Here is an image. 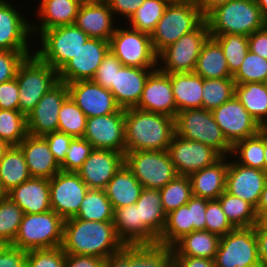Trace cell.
Segmentation results:
<instances>
[{
  "label": "cell",
  "mask_w": 267,
  "mask_h": 267,
  "mask_svg": "<svg viewBox=\"0 0 267 267\" xmlns=\"http://www.w3.org/2000/svg\"><path fill=\"white\" fill-rule=\"evenodd\" d=\"M124 244L116 235L113 221H85L75 217L64 220L61 248L66 254L106 259Z\"/></svg>",
  "instance_id": "cell-1"
},
{
  "label": "cell",
  "mask_w": 267,
  "mask_h": 267,
  "mask_svg": "<svg viewBox=\"0 0 267 267\" xmlns=\"http://www.w3.org/2000/svg\"><path fill=\"white\" fill-rule=\"evenodd\" d=\"M174 135L173 117L135 107L125 109V153L168 150Z\"/></svg>",
  "instance_id": "cell-2"
},
{
  "label": "cell",
  "mask_w": 267,
  "mask_h": 267,
  "mask_svg": "<svg viewBox=\"0 0 267 267\" xmlns=\"http://www.w3.org/2000/svg\"><path fill=\"white\" fill-rule=\"evenodd\" d=\"M205 21L210 35L249 36L264 27V17L256 0H231L211 11Z\"/></svg>",
  "instance_id": "cell-3"
},
{
  "label": "cell",
  "mask_w": 267,
  "mask_h": 267,
  "mask_svg": "<svg viewBox=\"0 0 267 267\" xmlns=\"http://www.w3.org/2000/svg\"><path fill=\"white\" fill-rule=\"evenodd\" d=\"M16 80L19 86V111L27 116L42 96L58 82V71L35 53L20 64Z\"/></svg>",
  "instance_id": "cell-4"
},
{
  "label": "cell",
  "mask_w": 267,
  "mask_h": 267,
  "mask_svg": "<svg viewBox=\"0 0 267 267\" xmlns=\"http://www.w3.org/2000/svg\"><path fill=\"white\" fill-rule=\"evenodd\" d=\"M64 219L53 210L24 214L13 243L23 250L57 248L63 242Z\"/></svg>",
  "instance_id": "cell-5"
},
{
  "label": "cell",
  "mask_w": 267,
  "mask_h": 267,
  "mask_svg": "<svg viewBox=\"0 0 267 267\" xmlns=\"http://www.w3.org/2000/svg\"><path fill=\"white\" fill-rule=\"evenodd\" d=\"M204 20L197 4L170 2L150 35L154 51L159 54L181 36L195 30Z\"/></svg>",
  "instance_id": "cell-6"
},
{
  "label": "cell",
  "mask_w": 267,
  "mask_h": 267,
  "mask_svg": "<svg viewBox=\"0 0 267 267\" xmlns=\"http://www.w3.org/2000/svg\"><path fill=\"white\" fill-rule=\"evenodd\" d=\"M175 134L211 146L222 156H230L232 145L225 138L211 111L204 108L179 111L174 118Z\"/></svg>",
  "instance_id": "cell-7"
},
{
  "label": "cell",
  "mask_w": 267,
  "mask_h": 267,
  "mask_svg": "<svg viewBox=\"0 0 267 267\" xmlns=\"http://www.w3.org/2000/svg\"><path fill=\"white\" fill-rule=\"evenodd\" d=\"M39 36L42 47L34 53L57 71L73 58L90 38L75 24L45 30Z\"/></svg>",
  "instance_id": "cell-8"
},
{
  "label": "cell",
  "mask_w": 267,
  "mask_h": 267,
  "mask_svg": "<svg viewBox=\"0 0 267 267\" xmlns=\"http://www.w3.org/2000/svg\"><path fill=\"white\" fill-rule=\"evenodd\" d=\"M124 163L144 188H163L178 174L167 150L126 152Z\"/></svg>",
  "instance_id": "cell-9"
},
{
  "label": "cell",
  "mask_w": 267,
  "mask_h": 267,
  "mask_svg": "<svg viewBox=\"0 0 267 267\" xmlns=\"http://www.w3.org/2000/svg\"><path fill=\"white\" fill-rule=\"evenodd\" d=\"M209 37L208 24L204 20L195 30L181 36L158 54V68L165 73L194 72L197 58Z\"/></svg>",
  "instance_id": "cell-10"
},
{
  "label": "cell",
  "mask_w": 267,
  "mask_h": 267,
  "mask_svg": "<svg viewBox=\"0 0 267 267\" xmlns=\"http://www.w3.org/2000/svg\"><path fill=\"white\" fill-rule=\"evenodd\" d=\"M118 26V27H117ZM110 51L122 65L138 68H158V54L154 51L149 34L129 26L116 25L110 38Z\"/></svg>",
  "instance_id": "cell-11"
},
{
  "label": "cell",
  "mask_w": 267,
  "mask_h": 267,
  "mask_svg": "<svg viewBox=\"0 0 267 267\" xmlns=\"http://www.w3.org/2000/svg\"><path fill=\"white\" fill-rule=\"evenodd\" d=\"M216 267H261L255 226L234 228L220 238Z\"/></svg>",
  "instance_id": "cell-12"
},
{
  "label": "cell",
  "mask_w": 267,
  "mask_h": 267,
  "mask_svg": "<svg viewBox=\"0 0 267 267\" xmlns=\"http://www.w3.org/2000/svg\"><path fill=\"white\" fill-rule=\"evenodd\" d=\"M51 209L64 220L78 214L88 186L77 172L59 171L49 179Z\"/></svg>",
  "instance_id": "cell-13"
},
{
  "label": "cell",
  "mask_w": 267,
  "mask_h": 267,
  "mask_svg": "<svg viewBox=\"0 0 267 267\" xmlns=\"http://www.w3.org/2000/svg\"><path fill=\"white\" fill-rule=\"evenodd\" d=\"M167 151L177 174L183 176H190L194 172L214 165L223 157L211 146L184 139L176 134Z\"/></svg>",
  "instance_id": "cell-14"
},
{
  "label": "cell",
  "mask_w": 267,
  "mask_h": 267,
  "mask_svg": "<svg viewBox=\"0 0 267 267\" xmlns=\"http://www.w3.org/2000/svg\"><path fill=\"white\" fill-rule=\"evenodd\" d=\"M83 138L94 149L113 150L125 155V109L87 118Z\"/></svg>",
  "instance_id": "cell-15"
},
{
  "label": "cell",
  "mask_w": 267,
  "mask_h": 267,
  "mask_svg": "<svg viewBox=\"0 0 267 267\" xmlns=\"http://www.w3.org/2000/svg\"><path fill=\"white\" fill-rule=\"evenodd\" d=\"M211 112L225 138L232 146L237 141L255 136L262 130V127L235 95Z\"/></svg>",
  "instance_id": "cell-16"
},
{
  "label": "cell",
  "mask_w": 267,
  "mask_h": 267,
  "mask_svg": "<svg viewBox=\"0 0 267 267\" xmlns=\"http://www.w3.org/2000/svg\"><path fill=\"white\" fill-rule=\"evenodd\" d=\"M68 97L67 84L59 81L42 96L34 109L26 116L27 132L33 136H44L58 131L59 111Z\"/></svg>",
  "instance_id": "cell-17"
},
{
  "label": "cell",
  "mask_w": 267,
  "mask_h": 267,
  "mask_svg": "<svg viewBox=\"0 0 267 267\" xmlns=\"http://www.w3.org/2000/svg\"><path fill=\"white\" fill-rule=\"evenodd\" d=\"M109 51V41L89 38L77 54L58 71L59 81L67 84L91 80Z\"/></svg>",
  "instance_id": "cell-18"
},
{
  "label": "cell",
  "mask_w": 267,
  "mask_h": 267,
  "mask_svg": "<svg viewBox=\"0 0 267 267\" xmlns=\"http://www.w3.org/2000/svg\"><path fill=\"white\" fill-rule=\"evenodd\" d=\"M69 97L83 111L87 118L109 115L121 107L113 94L92 80H79L67 83Z\"/></svg>",
  "instance_id": "cell-19"
},
{
  "label": "cell",
  "mask_w": 267,
  "mask_h": 267,
  "mask_svg": "<svg viewBox=\"0 0 267 267\" xmlns=\"http://www.w3.org/2000/svg\"><path fill=\"white\" fill-rule=\"evenodd\" d=\"M135 108L175 118L177 109L168 73L156 68L149 74Z\"/></svg>",
  "instance_id": "cell-20"
},
{
  "label": "cell",
  "mask_w": 267,
  "mask_h": 267,
  "mask_svg": "<svg viewBox=\"0 0 267 267\" xmlns=\"http://www.w3.org/2000/svg\"><path fill=\"white\" fill-rule=\"evenodd\" d=\"M10 3L0 0V50L31 51V23Z\"/></svg>",
  "instance_id": "cell-21"
},
{
  "label": "cell",
  "mask_w": 267,
  "mask_h": 267,
  "mask_svg": "<svg viewBox=\"0 0 267 267\" xmlns=\"http://www.w3.org/2000/svg\"><path fill=\"white\" fill-rule=\"evenodd\" d=\"M267 173L257 168L240 165L235 160H228L225 191L250 203L258 205Z\"/></svg>",
  "instance_id": "cell-22"
},
{
  "label": "cell",
  "mask_w": 267,
  "mask_h": 267,
  "mask_svg": "<svg viewBox=\"0 0 267 267\" xmlns=\"http://www.w3.org/2000/svg\"><path fill=\"white\" fill-rule=\"evenodd\" d=\"M123 164V153L93 149L77 173L89 189L104 190Z\"/></svg>",
  "instance_id": "cell-23"
},
{
  "label": "cell",
  "mask_w": 267,
  "mask_h": 267,
  "mask_svg": "<svg viewBox=\"0 0 267 267\" xmlns=\"http://www.w3.org/2000/svg\"><path fill=\"white\" fill-rule=\"evenodd\" d=\"M114 18L105 0H84L74 24L90 38L110 41L116 29Z\"/></svg>",
  "instance_id": "cell-24"
},
{
  "label": "cell",
  "mask_w": 267,
  "mask_h": 267,
  "mask_svg": "<svg viewBox=\"0 0 267 267\" xmlns=\"http://www.w3.org/2000/svg\"><path fill=\"white\" fill-rule=\"evenodd\" d=\"M142 221V245L157 244L165 223L161 194L158 189L144 188L136 201Z\"/></svg>",
  "instance_id": "cell-25"
},
{
  "label": "cell",
  "mask_w": 267,
  "mask_h": 267,
  "mask_svg": "<svg viewBox=\"0 0 267 267\" xmlns=\"http://www.w3.org/2000/svg\"><path fill=\"white\" fill-rule=\"evenodd\" d=\"M156 68H138L122 66L116 72L115 85L109 90L122 109L134 108L138 105L145 82L149 74Z\"/></svg>",
  "instance_id": "cell-26"
},
{
  "label": "cell",
  "mask_w": 267,
  "mask_h": 267,
  "mask_svg": "<svg viewBox=\"0 0 267 267\" xmlns=\"http://www.w3.org/2000/svg\"><path fill=\"white\" fill-rule=\"evenodd\" d=\"M18 146L24 154L31 177L51 179L61 170L43 136L28 133Z\"/></svg>",
  "instance_id": "cell-27"
},
{
  "label": "cell",
  "mask_w": 267,
  "mask_h": 267,
  "mask_svg": "<svg viewBox=\"0 0 267 267\" xmlns=\"http://www.w3.org/2000/svg\"><path fill=\"white\" fill-rule=\"evenodd\" d=\"M24 214L44 213L52 210L50 205L49 179L31 177L6 193Z\"/></svg>",
  "instance_id": "cell-28"
},
{
  "label": "cell",
  "mask_w": 267,
  "mask_h": 267,
  "mask_svg": "<svg viewBox=\"0 0 267 267\" xmlns=\"http://www.w3.org/2000/svg\"><path fill=\"white\" fill-rule=\"evenodd\" d=\"M84 0H41L38 6L40 23L31 24L32 35H39L59 26L73 25ZM40 32V33H39ZM39 33V34H38Z\"/></svg>",
  "instance_id": "cell-29"
},
{
  "label": "cell",
  "mask_w": 267,
  "mask_h": 267,
  "mask_svg": "<svg viewBox=\"0 0 267 267\" xmlns=\"http://www.w3.org/2000/svg\"><path fill=\"white\" fill-rule=\"evenodd\" d=\"M223 156L214 165L205 167L189 176L192 195L207 200H215L225 191L228 159Z\"/></svg>",
  "instance_id": "cell-30"
},
{
  "label": "cell",
  "mask_w": 267,
  "mask_h": 267,
  "mask_svg": "<svg viewBox=\"0 0 267 267\" xmlns=\"http://www.w3.org/2000/svg\"><path fill=\"white\" fill-rule=\"evenodd\" d=\"M143 189L144 187L124 163L104 190L114 209L135 204Z\"/></svg>",
  "instance_id": "cell-31"
},
{
  "label": "cell",
  "mask_w": 267,
  "mask_h": 267,
  "mask_svg": "<svg viewBox=\"0 0 267 267\" xmlns=\"http://www.w3.org/2000/svg\"><path fill=\"white\" fill-rule=\"evenodd\" d=\"M173 89L177 113L202 108L203 78L192 73H168Z\"/></svg>",
  "instance_id": "cell-32"
},
{
  "label": "cell",
  "mask_w": 267,
  "mask_h": 267,
  "mask_svg": "<svg viewBox=\"0 0 267 267\" xmlns=\"http://www.w3.org/2000/svg\"><path fill=\"white\" fill-rule=\"evenodd\" d=\"M220 238V236L207 230H194L172 246L173 256H190L214 260Z\"/></svg>",
  "instance_id": "cell-33"
},
{
  "label": "cell",
  "mask_w": 267,
  "mask_h": 267,
  "mask_svg": "<svg viewBox=\"0 0 267 267\" xmlns=\"http://www.w3.org/2000/svg\"><path fill=\"white\" fill-rule=\"evenodd\" d=\"M194 73L203 79L232 78L220 44L209 37L203 45Z\"/></svg>",
  "instance_id": "cell-34"
},
{
  "label": "cell",
  "mask_w": 267,
  "mask_h": 267,
  "mask_svg": "<svg viewBox=\"0 0 267 267\" xmlns=\"http://www.w3.org/2000/svg\"><path fill=\"white\" fill-rule=\"evenodd\" d=\"M31 175L19 146H9L0 160V184L7 193L30 179Z\"/></svg>",
  "instance_id": "cell-35"
},
{
  "label": "cell",
  "mask_w": 267,
  "mask_h": 267,
  "mask_svg": "<svg viewBox=\"0 0 267 267\" xmlns=\"http://www.w3.org/2000/svg\"><path fill=\"white\" fill-rule=\"evenodd\" d=\"M113 224L124 245H142V221L136 204L114 208Z\"/></svg>",
  "instance_id": "cell-36"
},
{
  "label": "cell",
  "mask_w": 267,
  "mask_h": 267,
  "mask_svg": "<svg viewBox=\"0 0 267 267\" xmlns=\"http://www.w3.org/2000/svg\"><path fill=\"white\" fill-rule=\"evenodd\" d=\"M235 96L261 127L267 124V89L263 82L235 84Z\"/></svg>",
  "instance_id": "cell-37"
},
{
  "label": "cell",
  "mask_w": 267,
  "mask_h": 267,
  "mask_svg": "<svg viewBox=\"0 0 267 267\" xmlns=\"http://www.w3.org/2000/svg\"><path fill=\"white\" fill-rule=\"evenodd\" d=\"M111 202L103 189H89L81 202L75 218L85 221L107 222L113 221Z\"/></svg>",
  "instance_id": "cell-38"
},
{
  "label": "cell",
  "mask_w": 267,
  "mask_h": 267,
  "mask_svg": "<svg viewBox=\"0 0 267 267\" xmlns=\"http://www.w3.org/2000/svg\"><path fill=\"white\" fill-rule=\"evenodd\" d=\"M230 158L242 166L264 171V131L261 130L255 136L237 141L232 146Z\"/></svg>",
  "instance_id": "cell-39"
},
{
  "label": "cell",
  "mask_w": 267,
  "mask_h": 267,
  "mask_svg": "<svg viewBox=\"0 0 267 267\" xmlns=\"http://www.w3.org/2000/svg\"><path fill=\"white\" fill-rule=\"evenodd\" d=\"M218 200L227 219L235 228L252 227L259 222L255 208L245 200L226 191L218 197Z\"/></svg>",
  "instance_id": "cell-40"
},
{
  "label": "cell",
  "mask_w": 267,
  "mask_h": 267,
  "mask_svg": "<svg viewBox=\"0 0 267 267\" xmlns=\"http://www.w3.org/2000/svg\"><path fill=\"white\" fill-rule=\"evenodd\" d=\"M192 231L190 210L185 204L166 215V223L158 238V244L172 247L179 239Z\"/></svg>",
  "instance_id": "cell-41"
},
{
  "label": "cell",
  "mask_w": 267,
  "mask_h": 267,
  "mask_svg": "<svg viewBox=\"0 0 267 267\" xmlns=\"http://www.w3.org/2000/svg\"><path fill=\"white\" fill-rule=\"evenodd\" d=\"M170 0H145L128 19L127 26L151 35Z\"/></svg>",
  "instance_id": "cell-42"
},
{
  "label": "cell",
  "mask_w": 267,
  "mask_h": 267,
  "mask_svg": "<svg viewBox=\"0 0 267 267\" xmlns=\"http://www.w3.org/2000/svg\"><path fill=\"white\" fill-rule=\"evenodd\" d=\"M133 267H174L173 249L166 245H133Z\"/></svg>",
  "instance_id": "cell-43"
},
{
  "label": "cell",
  "mask_w": 267,
  "mask_h": 267,
  "mask_svg": "<svg viewBox=\"0 0 267 267\" xmlns=\"http://www.w3.org/2000/svg\"><path fill=\"white\" fill-rule=\"evenodd\" d=\"M235 95L233 78L203 79L202 108L212 111Z\"/></svg>",
  "instance_id": "cell-44"
},
{
  "label": "cell",
  "mask_w": 267,
  "mask_h": 267,
  "mask_svg": "<svg viewBox=\"0 0 267 267\" xmlns=\"http://www.w3.org/2000/svg\"><path fill=\"white\" fill-rule=\"evenodd\" d=\"M26 116L19 110L0 109V139L8 146H18L27 136Z\"/></svg>",
  "instance_id": "cell-45"
},
{
  "label": "cell",
  "mask_w": 267,
  "mask_h": 267,
  "mask_svg": "<svg viewBox=\"0 0 267 267\" xmlns=\"http://www.w3.org/2000/svg\"><path fill=\"white\" fill-rule=\"evenodd\" d=\"M221 46L229 71L234 75L249 52L248 36L240 34L210 35Z\"/></svg>",
  "instance_id": "cell-46"
},
{
  "label": "cell",
  "mask_w": 267,
  "mask_h": 267,
  "mask_svg": "<svg viewBox=\"0 0 267 267\" xmlns=\"http://www.w3.org/2000/svg\"><path fill=\"white\" fill-rule=\"evenodd\" d=\"M23 215V210L8 196L0 200V245L13 243Z\"/></svg>",
  "instance_id": "cell-47"
},
{
  "label": "cell",
  "mask_w": 267,
  "mask_h": 267,
  "mask_svg": "<svg viewBox=\"0 0 267 267\" xmlns=\"http://www.w3.org/2000/svg\"><path fill=\"white\" fill-rule=\"evenodd\" d=\"M166 214L188 203L192 195L189 176L177 175L160 190Z\"/></svg>",
  "instance_id": "cell-48"
},
{
  "label": "cell",
  "mask_w": 267,
  "mask_h": 267,
  "mask_svg": "<svg viewBox=\"0 0 267 267\" xmlns=\"http://www.w3.org/2000/svg\"><path fill=\"white\" fill-rule=\"evenodd\" d=\"M58 117V132L66 133L76 138H83L87 116L70 97L62 104Z\"/></svg>",
  "instance_id": "cell-49"
},
{
  "label": "cell",
  "mask_w": 267,
  "mask_h": 267,
  "mask_svg": "<svg viewBox=\"0 0 267 267\" xmlns=\"http://www.w3.org/2000/svg\"><path fill=\"white\" fill-rule=\"evenodd\" d=\"M267 76V59L248 52L238 71L232 76L235 84L264 82Z\"/></svg>",
  "instance_id": "cell-50"
},
{
  "label": "cell",
  "mask_w": 267,
  "mask_h": 267,
  "mask_svg": "<svg viewBox=\"0 0 267 267\" xmlns=\"http://www.w3.org/2000/svg\"><path fill=\"white\" fill-rule=\"evenodd\" d=\"M93 149V146L86 139L74 137L70 142L65 160L60 165L61 171L77 172Z\"/></svg>",
  "instance_id": "cell-51"
},
{
  "label": "cell",
  "mask_w": 267,
  "mask_h": 267,
  "mask_svg": "<svg viewBox=\"0 0 267 267\" xmlns=\"http://www.w3.org/2000/svg\"><path fill=\"white\" fill-rule=\"evenodd\" d=\"M205 218V230L220 237L225 236L235 228L227 219L218 199L207 201Z\"/></svg>",
  "instance_id": "cell-52"
},
{
  "label": "cell",
  "mask_w": 267,
  "mask_h": 267,
  "mask_svg": "<svg viewBox=\"0 0 267 267\" xmlns=\"http://www.w3.org/2000/svg\"><path fill=\"white\" fill-rule=\"evenodd\" d=\"M66 253L60 247L27 251V267H64Z\"/></svg>",
  "instance_id": "cell-53"
},
{
  "label": "cell",
  "mask_w": 267,
  "mask_h": 267,
  "mask_svg": "<svg viewBox=\"0 0 267 267\" xmlns=\"http://www.w3.org/2000/svg\"><path fill=\"white\" fill-rule=\"evenodd\" d=\"M32 54V51L0 50V84L16 78L20 64Z\"/></svg>",
  "instance_id": "cell-54"
},
{
  "label": "cell",
  "mask_w": 267,
  "mask_h": 267,
  "mask_svg": "<svg viewBox=\"0 0 267 267\" xmlns=\"http://www.w3.org/2000/svg\"><path fill=\"white\" fill-rule=\"evenodd\" d=\"M122 66L121 61L109 51L91 80L109 89L112 85H115L116 72H118Z\"/></svg>",
  "instance_id": "cell-55"
},
{
  "label": "cell",
  "mask_w": 267,
  "mask_h": 267,
  "mask_svg": "<svg viewBox=\"0 0 267 267\" xmlns=\"http://www.w3.org/2000/svg\"><path fill=\"white\" fill-rule=\"evenodd\" d=\"M43 137L46 139L55 160L61 165L65 160L70 142L74 137L58 131L47 133Z\"/></svg>",
  "instance_id": "cell-56"
},
{
  "label": "cell",
  "mask_w": 267,
  "mask_h": 267,
  "mask_svg": "<svg viewBox=\"0 0 267 267\" xmlns=\"http://www.w3.org/2000/svg\"><path fill=\"white\" fill-rule=\"evenodd\" d=\"M0 267H27V251L12 245H0Z\"/></svg>",
  "instance_id": "cell-57"
},
{
  "label": "cell",
  "mask_w": 267,
  "mask_h": 267,
  "mask_svg": "<svg viewBox=\"0 0 267 267\" xmlns=\"http://www.w3.org/2000/svg\"><path fill=\"white\" fill-rule=\"evenodd\" d=\"M19 86L16 78L0 84V109L19 110Z\"/></svg>",
  "instance_id": "cell-58"
},
{
  "label": "cell",
  "mask_w": 267,
  "mask_h": 267,
  "mask_svg": "<svg viewBox=\"0 0 267 267\" xmlns=\"http://www.w3.org/2000/svg\"><path fill=\"white\" fill-rule=\"evenodd\" d=\"M207 199L192 196L187 203L194 230H205Z\"/></svg>",
  "instance_id": "cell-59"
},
{
  "label": "cell",
  "mask_w": 267,
  "mask_h": 267,
  "mask_svg": "<svg viewBox=\"0 0 267 267\" xmlns=\"http://www.w3.org/2000/svg\"><path fill=\"white\" fill-rule=\"evenodd\" d=\"M113 15L117 14L120 18L128 20L132 14L143 4L145 0H105ZM123 16V17H122Z\"/></svg>",
  "instance_id": "cell-60"
},
{
  "label": "cell",
  "mask_w": 267,
  "mask_h": 267,
  "mask_svg": "<svg viewBox=\"0 0 267 267\" xmlns=\"http://www.w3.org/2000/svg\"><path fill=\"white\" fill-rule=\"evenodd\" d=\"M104 267H133V245H124L119 252L108 256Z\"/></svg>",
  "instance_id": "cell-61"
},
{
  "label": "cell",
  "mask_w": 267,
  "mask_h": 267,
  "mask_svg": "<svg viewBox=\"0 0 267 267\" xmlns=\"http://www.w3.org/2000/svg\"><path fill=\"white\" fill-rule=\"evenodd\" d=\"M249 51L267 59V29L256 30L248 36Z\"/></svg>",
  "instance_id": "cell-62"
},
{
  "label": "cell",
  "mask_w": 267,
  "mask_h": 267,
  "mask_svg": "<svg viewBox=\"0 0 267 267\" xmlns=\"http://www.w3.org/2000/svg\"><path fill=\"white\" fill-rule=\"evenodd\" d=\"M102 258L86 255L66 254L64 267H104Z\"/></svg>",
  "instance_id": "cell-63"
},
{
  "label": "cell",
  "mask_w": 267,
  "mask_h": 267,
  "mask_svg": "<svg viewBox=\"0 0 267 267\" xmlns=\"http://www.w3.org/2000/svg\"><path fill=\"white\" fill-rule=\"evenodd\" d=\"M255 234L258 241V256L261 267H267V224L259 221L255 225Z\"/></svg>",
  "instance_id": "cell-64"
},
{
  "label": "cell",
  "mask_w": 267,
  "mask_h": 267,
  "mask_svg": "<svg viewBox=\"0 0 267 267\" xmlns=\"http://www.w3.org/2000/svg\"><path fill=\"white\" fill-rule=\"evenodd\" d=\"M174 267H216L215 261L211 259L173 256Z\"/></svg>",
  "instance_id": "cell-65"
},
{
  "label": "cell",
  "mask_w": 267,
  "mask_h": 267,
  "mask_svg": "<svg viewBox=\"0 0 267 267\" xmlns=\"http://www.w3.org/2000/svg\"><path fill=\"white\" fill-rule=\"evenodd\" d=\"M255 212L259 221H263L267 217V178Z\"/></svg>",
  "instance_id": "cell-66"
},
{
  "label": "cell",
  "mask_w": 267,
  "mask_h": 267,
  "mask_svg": "<svg viewBox=\"0 0 267 267\" xmlns=\"http://www.w3.org/2000/svg\"><path fill=\"white\" fill-rule=\"evenodd\" d=\"M231 0H198L197 5L201 14L206 17L216 7L228 3Z\"/></svg>",
  "instance_id": "cell-67"
},
{
  "label": "cell",
  "mask_w": 267,
  "mask_h": 267,
  "mask_svg": "<svg viewBox=\"0 0 267 267\" xmlns=\"http://www.w3.org/2000/svg\"><path fill=\"white\" fill-rule=\"evenodd\" d=\"M258 7L261 10L263 17L267 15V0H256Z\"/></svg>",
  "instance_id": "cell-68"
},
{
  "label": "cell",
  "mask_w": 267,
  "mask_h": 267,
  "mask_svg": "<svg viewBox=\"0 0 267 267\" xmlns=\"http://www.w3.org/2000/svg\"><path fill=\"white\" fill-rule=\"evenodd\" d=\"M264 171L267 173V134L264 132Z\"/></svg>",
  "instance_id": "cell-69"
},
{
  "label": "cell",
  "mask_w": 267,
  "mask_h": 267,
  "mask_svg": "<svg viewBox=\"0 0 267 267\" xmlns=\"http://www.w3.org/2000/svg\"><path fill=\"white\" fill-rule=\"evenodd\" d=\"M9 146L0 139V160L1 158L3 157V154L4 152L6 151V149L8 148Z\"/></svg>",
  "instance_id": "cell-70"
},
{
  "label": "cell",
  "mask_w": 267,
  "mask_h": 267,
  "mask_svg": "<svg viewBox=\"0 0 267 267\" xmlns=\"http://www.w3.org/2000/svg\"><path fill=\"white\" fill-rule=\"evenodd\" d=\"M171 2H190L197 4L198 0H170Z\"/></svg>",
  "instance_id": "cell-71"
},
{
  "label": "cell",
  "mask_w": 267,
  "mask_h": 267,
  "mask_svg": "<svg viewBox=\"0 0 267 267\" xmlns=\"http://www.w3.org/2000/svg\"><path fill=\"white\" fill-rule=\"evenodd\" d=\"M6 196V192L2 189L0 184V200L3 199Z\"/></svg>",
  "instance_id": "cell-72"
},
{
  "label": "cell",
  "mask_w": 267,
  "mask_h": 267,
  "mask_svg": "<svg viewBox=\"0 0 267 267\" xmlns=\"http://www.w3.org/2000/svg\"><path fill=\"white\" fill-rule=\"evenodd\" d=\"M264 27L267 29V15L264 17Z\"/></svg>",
  "instance_id": "cell-73"
},
{
  "label": "cell",
  "mask_w": 267,
  "mask_h": 267,
  "mask_svg": "<svg viewBox=\"0 0 267 267\" xmlns=\"http://www.w3.org/2000/svg\"><path fill=\"white\" fill-rule=\"evenodd\" d=\"M262 130L267 134V124L262 126Z\"/></svg>",
  "instance_id": "cell-74"
},
{
  "label": "cell",
  "mask_w": 267,
  "mask_h": 267,
  "mask_svg": "<svg viewBox=\"0 0 267 267\" xmlns=\"http://www.w3.org/2000/svg\"><path fill=\"white\" fill-rule=\"evenodd\" d=\"M263 83H264V85H265V87L267 89V76H266V79H265V81Z\"/></svg>",
  "instance_id": "cell-75"
},
{
  "label": "cell",
  "mask_w": 267,
  "mask_h": 267,
  "mask_svg": "<svg viewBox=\"0 0 267 267\" xmlns=\"http://www.w3.org/2000/svg\"><path fill=\"white\" fill-rule=\"evenodd\" d=\"M263 222L267 224V217L263 220Z\"/></svg>",
  "instance_id": "cell-76"
}]
</instances>
